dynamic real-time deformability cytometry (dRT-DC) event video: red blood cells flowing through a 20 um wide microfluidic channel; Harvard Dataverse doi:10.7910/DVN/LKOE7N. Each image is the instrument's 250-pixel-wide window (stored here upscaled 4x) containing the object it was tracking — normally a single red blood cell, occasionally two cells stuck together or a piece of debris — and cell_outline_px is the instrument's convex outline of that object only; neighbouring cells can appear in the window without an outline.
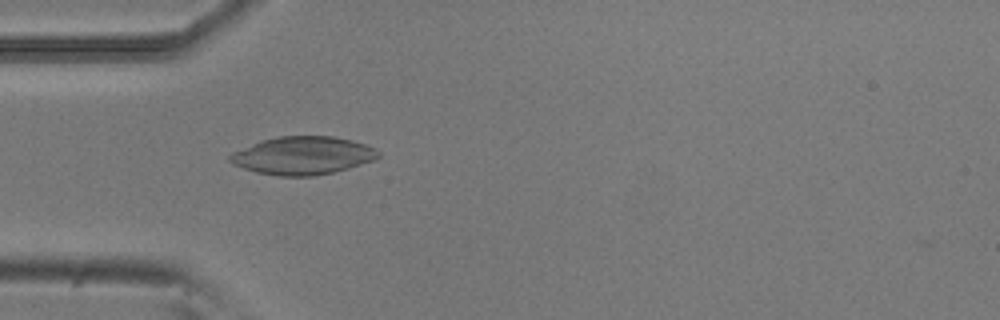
{"species": "common noctule bat (a hibernating species)", "species_latin": "Nyctalus noctula", "temperature_condition": "room temperature", "stored_images_in_passage": 22, "camera_frame_rate_fps": 3000, "um_per_image_px": 0.085, "animal": {"sex": "male", "body_mass_g": 20.5, "forearm_length_mm": 52.5}, "frame": {"image": 1, "passage_image": 5, "time_ms": 1.333, "image_size_px": [1000, 320], "cell_outline_px": [[380, 156], [376, 160], [348, 168], [332, 172], [312, 176], [280, 176], [256, 172], [244, 168], [228, 160], [228, 156], [232, 152], [260, 140], [280, 136], [332, 136], [352, 140], [376, 148], [380, 152]], "centroid_in_image_um": [25.76, 13.21], "position_along_channel_um": 59.2, "area_um2": 32.83}}
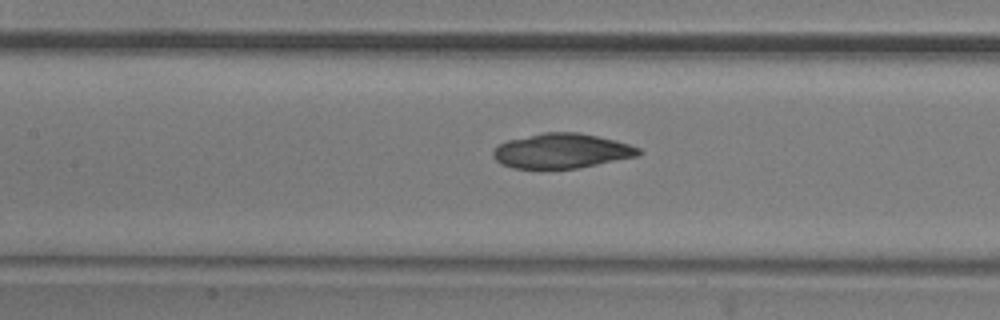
{"frame": {"image": 2, "passage_image": 13, "time_ms": 4.0, "image_size_px": [1000, 320], "cell_outline_px": [[644, 152], [640, 156], [576, 168], [512, 168], [500, 164], [492, 156], [492, 152], [500, 144], [508, 140], [544, 132], [576, 132], [616, 140], [640, 148]], "centroid_in_image_um": [47.77, 12.83], "position_along_channel_um": 159.6, "area_um2": 29.42}}
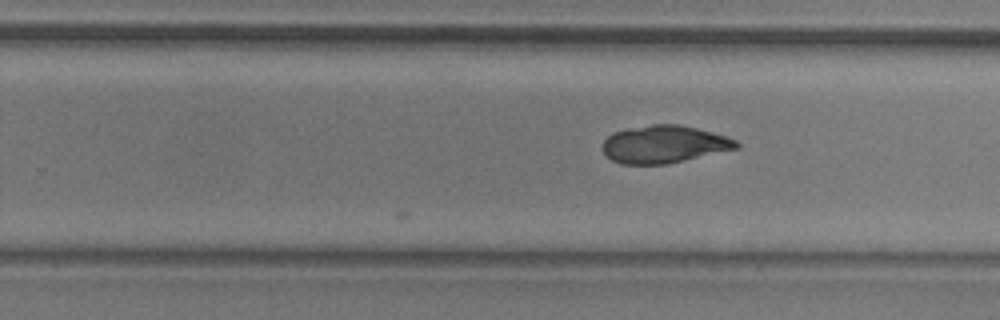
{"frame": {"image": 3, "passage_image": 22, "time_ms": 7.0, "image_size_px": [1000, 320], "cell_outline_px": [[740, 148], [668, 164], [620, 164], [612, 160], [600, 148], [604, 140], [612, 132], [628, 128], [652, 124], [680, 124], [728, 136], [736, 140], [740, 144]], "centroid_in_image_um": [56.46, 12.26], "position_along_channel_um": 273.3, "area_um2": 29.59}}